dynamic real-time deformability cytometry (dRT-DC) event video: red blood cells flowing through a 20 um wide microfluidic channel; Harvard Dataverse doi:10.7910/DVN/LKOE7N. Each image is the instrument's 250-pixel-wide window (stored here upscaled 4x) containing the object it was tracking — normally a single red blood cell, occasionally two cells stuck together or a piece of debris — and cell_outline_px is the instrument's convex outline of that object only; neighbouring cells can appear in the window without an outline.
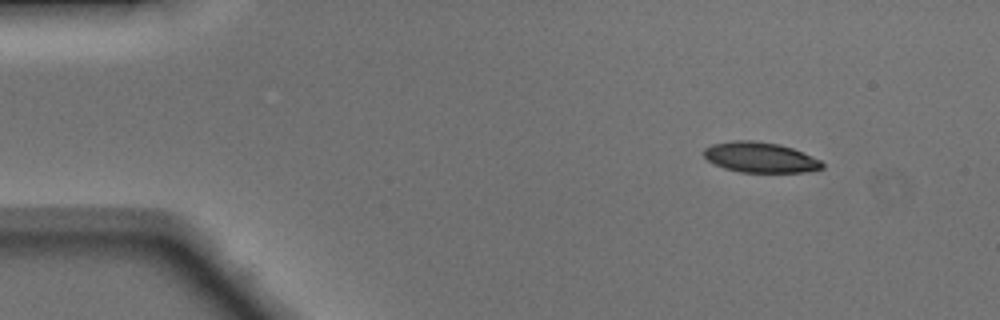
{"species": "Egyptian fruit bat (a non-hibernating species)", "species_latin": "Rousettus aegyptiacus", "temperature_condition": "warm", "stored_images_in_passage": 44, "camera_frame_rate_fps": 3000, "um_per_image_px": 0.085, "animal": {"sex": "male"}, "frame": {"image": 1, "passage_image": 1, "time_ms": 0.0, "image_size_px": [1000, 320], "cell_outline_px": [[824, 168], [804, 172], [740, 172], [724, 168], [708, 160], [704, 156], [704, 148], [712, 144], [732, 140], [752, 140], [780, 144], [792, 148], [820, 160], [824, 164]], "centroid_in_image_um": [64.61, 13.37], "position_along_channel_um": 20.4, "area_um2": 20.87}}
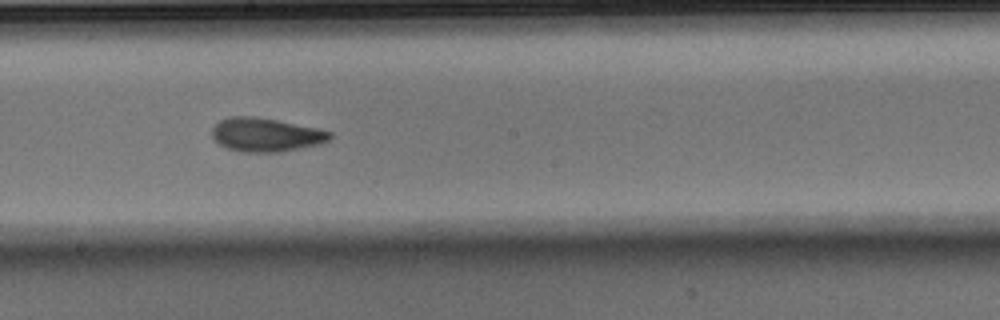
{"frame": {"image": 2, "passage_image": 22, "time_ms": 7.0, "image_size_px": [1000, 320], "cell_outline_px": [[332, 136], [328, 140], [320, 144], [280, 152], [240, 152], [228, 148], [220, 144], [212, 136], [212, 128], [220, 120], [228, 116], [252, 116], [276, 120], [320, 128], [332, 132]], "centroid_in_image_um": [22.61, 11.45], "position_along_channel_um": 225.6, "area_um2": 23.18}}
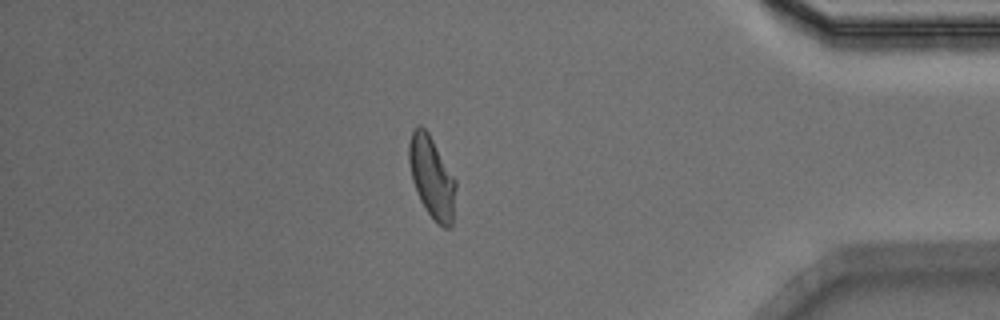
{"frame": {"image": 3, "passage_image": 37, "time_ms": 12.0, "image_size_px": [1000, 320], "cell_outline_px": [[456, 188], [452, 224], [448, 228], [444, 228], [428, 212], [420, 200], [412, 180], [408, 160], [408, 144], [412, 128], [420, 124], [428, 132], [456, 180]], "centroid_in_image_um": [36.69, 15.02], "position_along_channel_um": 398.5, "area_um2": 22.14}, "authors_computed_cell_mechanics": {"area_um2": 22.4264, "velocity_mm_per_s": 4.1467, "shape_relaxation_time_tau1_ms": 9.2797, "shape_relaxation_time_tau2_ms": 1.7458, "deformation_change_tau1": 0.2671, "deformation_change_tau2": 0.0699}}